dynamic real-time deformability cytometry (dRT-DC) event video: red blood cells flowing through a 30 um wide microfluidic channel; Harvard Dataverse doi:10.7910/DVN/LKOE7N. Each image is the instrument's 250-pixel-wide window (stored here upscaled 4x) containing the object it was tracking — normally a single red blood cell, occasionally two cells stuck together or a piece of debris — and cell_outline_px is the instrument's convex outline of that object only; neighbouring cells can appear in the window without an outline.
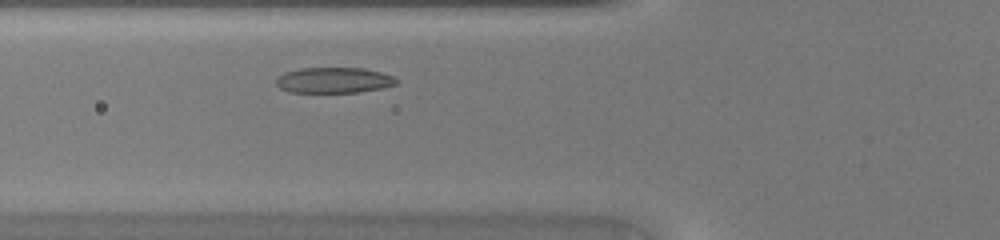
{"species": "common noctule bat (a hibernating species)", "species_latin": "Nyctalus noctula", "temperature_condition": "warm", "stored_images_in_passage": 27, "camera_frame_rate_fps": 3000, "um_per_image_px": 0.085, "animal": {"sex": "female", "body_mass_g": 20.0, "forearm_length_mm": 54.0}, "frame": {"image": 1, "passage_image": 5, "time_ms": 1.333, "image_size_px": [1000, 240], "cell_outline_px": [[396, 84], [384, 88], [360, 92], [288, 92], [280, 88], [276, 84], [276, 76], [284, 72], [300, 68], [364, 68], [380, 72], [392, 76], [396, 80]], "centroid_in_image_um": [28.33, 6.82], "position_along_channel_um": 97.5, "area_um2": 18.03}}
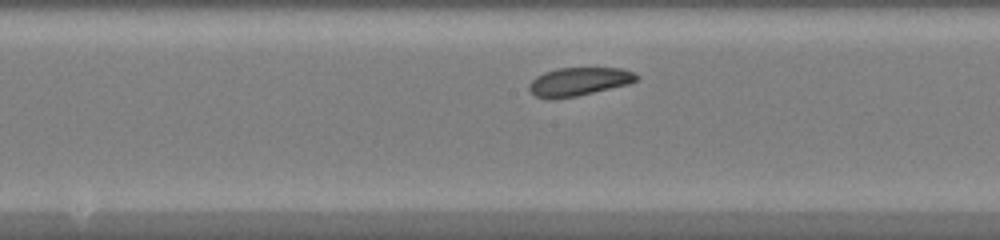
{"frame": {"image": 2, "passage_image": 12, "time_ms": 3.667, "image_size_px": [1000, 240], "cell_outline_px": [[640, 76], [636, 80], [628, 84], [576, 96], [552, 100], [536, 96], [528, 88], [528, 84], [536, 76], [544, 72], [556, 68], [624, 68]], "centroid_in_image_um": [49.17, 6.93], "position_along_channel_um": 199.0, "area_um2": 17.74}}
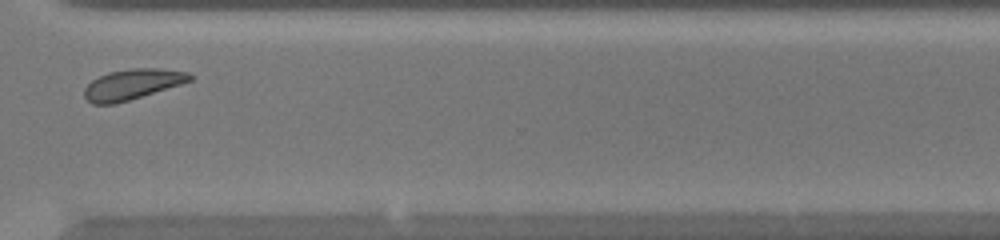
{"frame": {"image": 3, "passage_image": 23, "time_ms": 7.333, "image_size_px": [1000, 240], "cell_outline_px": [[196, 76], [192, 80], [180, 84], [116, 104], [92, 104], [84, 96], [84, 88], [92, 80], [108, 72], [132, 68], [156, 68], [188, 72]], "centroid_in_image_um": [11.25, 7.16], "position_along_channel_um": 359.4, "area_um2": 18.61}}